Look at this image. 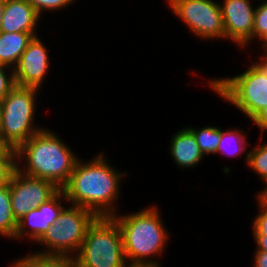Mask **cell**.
<instances>
[{"instance_id": "d6a6232c", "label": "cell", "mask_w": 267, "mask_h": 267, "mask_svg": "<svg viewBox=\"0 0 267 267\" xmlns=\"http://www.w3.org/2000/svg\"><path fill=\"white\" fill-rule=\"evenodd\" d=\"M125 267H161L153 264H127Z\"/></svg>"}, {"instance_id": "44dd1931", "label": "cell", "mask_w": 267, "mask_h": 267, "mask_svg": "<svg viewBox=\"0 0 267 267\" xmlns=\"http://www.w3.org/2000/svg\"><path fill=\"white\" fill-rule=\"evenodd\" d=\"M267 35V0H262L256 6L254 13V27L252 31V42L255 39L262 40Z\"/></svg>"}, {"instance_id": "7c38bea8", "label": "cell", "mask_w": 267, "mask_h": 267, "mask_svg": "<svg viewBox=\"0 0 267 267\" xmlns=\"http://www.w3.org/2000/svg\"><path fill=\"white\" fill-rule=\"evenodd\" d=\"M62 201V202H61ZM68 201L64 192L60 189L47 202L38 208H33L18 221L17 230L13 240L29 239L34 244L56 222L62 210L67 206L63 202ZM24 237V238H23Z\"/></svg>"}, {"instance_id": "5b68a950", "label": "cell", "mask_w": 267, "mask_h": 267, "mask_svg": "<svg viewBox=\"0 0 267 267\" xmlns=\"http://www.w3.org/2000/svg\"><path fill=\"white\" fill-rule=\"evenodd\" d=\"M74 259L77 267H125L128 263L117 222L111 216L96 217Z\"/></svg>"}, {"instance_id": "d6986e66", "label": "cell", "mask_w": 267, "mask_h": 267, "mask_svg": "<svg viewBox=\"0 0 267 267\" xmlns=\"http://www.w3.org/2000/svg\"><path fill=\"white\" fill-rule=\"evenodd\" d=\"M195 136L200 151L204 156L207 154H217L219 142L221 140V128L216 126H204L199 130L193 126H186Z\"/></svg>"}, {"instance_id": "f546056e", "label": "cell", "mask_w": 267, "mask_h": 267, "mask_svg": "<svg viewBox=\"0 0 267 267\" xmlns=\"http://www.w3.org/2000/svg\"><path fill=\"white\" fill-rule=\"evenodd\" d=\"M259 59L255 61V63L263 70V72L267 75V56L259 55Z\"/></svg>"}, {"instance_id": "8fae6325", "label": "cell", "mask_w": 267, "mask_h": 267, "mask_svg": "<svg viewBox=\"0 0 267 267\" xmlns=\"http://www.w3.org/2000/svg\"><path fill=\"white\" fill-rule=\"evenodd\" d=\"M34 36L13 68L16 85L42 89L50 69L48 48Z\"/></svg>"}, {"instance_id": "5bb4252c", "label": "cell", "mask_w": 267, "mask_h": 267, "mask_svg": "<svg viewBox=\"0 0 267 267\" xmlns=\"http://www.w3.org/2000/svg\"><path fill=\"white\" fill-rule=\"evenodd\" d=\"M169 144L170 156L181 169H193V167L201 164L205 158L194 134L187 127L176 132Z\"/></svg>"}, {"instance_id": "4dcf8cb0", "label": "cell", "mask_w": 267, "mask_h": 267, "mask_svg": "<svg viewBox=\"0 0 267 267\" xmlns=\"http://www.w3.org/2000/svg\"><path fill=\"white\" fill-rule=\"evenodd\" d=\"M9 150V148L3 143V140L0 138V158Z\"/></svg>"}, {"instance_id": "30bf717a", "label": "cell", "mask_w": 267, "mask_h": 267, "mask_svg": "<svg viewBox=\"0 0 267 267\" xmlns=\"http://www.w3.org/2000/svg\"><path fill=\"white\" fill-rule=\"evenodd\" d=\"M251 0H223L219 2L225 40L233 42L236 47H248L252 43L254 13L256 6Z\"/></svg>"}, {"instance_id": "603a6c76", "label": "cell", "mask_w": 267, "mask_h": 267, "mask_svg": "<svg viewBox=\"0 0 267 267\" xmlns=\"http://www.w3.org/2000/svg\"><path fill=\"white\" fill-rule=\"evenodd\" d=\"M32 7L38 12L42 17L43 12H53L64 10L63 8H69L77 0H27Z\"/></svg>"}, {"instance_id": "277c9868", "label": "cell", "mask_w": 267, "mask_h": 267, "mask_svg": "<svg viewBox=\"0 0 267 267\" xmlns=\"http://www.w3.org/2000/svg\"><path fill=\"white\" fill-rule=\"evenodd\" d=\"M233 77L211 78L208 87L221 99L253 120L267 105V75L255 63Z\"/></svg>"}, {"instance_id": "8992f818", "label": "cell", "mask_w": 267, "mask_h": 267, "mask_svg": "<svg viewBox=\"0 0 267 267\" xmlns=\"http://www.w3.org/2000/svg\"><path fill=\"white\" fill-rule=\"evenodd\" d=\"M39 89L16 85L2 99L0 138L11 150H17L45 127L35 123Z\"/></svg>"}, {"instance_id": "7a4b0ae2", "label": "cell", "mask_w": 267, "mask_h": 267, "mask_svg": "<svg viewBox=\"0 0 267 267\" xmlns=\"http://www.w3.org/2000/svg\"><path fill=\"white\" fill-rule=\"evenodd\" d=\"M78 159L71 147L47 127L16 150L18 171L30 177L49 180L59 189L68 182Z\"/></svg>"}, {"instance_id": "e575fe53", "label": "cell", "mask_w": 267, "mask_h": 267, "mask_svg": "<svg viewBox=\"0 0 267 267\" xmlns=\"http://www.w3.org/2000/svg\"><path fill=\"white\" fill-rule=\"evenodd\" d=\"M1 119H2V99H0V125H1Z\"/></svg>"}, {"instance_id": "2e32d148", "label": "cell", "mask_w": 267, "mask_h": 267, "mask_svg": "<svg viewBox=\"0 0 267 267\" xmlns=\"http://www.w3.org/2000/svg\"><path fill=\"white\" fill-rule=\"evenodd\" d=\"M244 131L239 128H234L225 130L221 129V140L219 142L217 154H220L223 156L227 157H242L243 153L246 154L245 156V162L246 165L248 163V152L249 149L247 148V145L249 141L245 135ZM248 149V150H247Z\"/></svg>"}, {"instance_id": "6da1fadb", "label": "cell", "mask_w": 267, "mask_h": 267, "mask_svg": "<svg viewBox=\"0 0 267 267\" xmlns=\"http://www.w3.org/2000/svg\"><path fill=\"white\" fill-rule=\"evenodd\" d=\"M103 153L87 162L79 158L68 182L61 188L68 203L89 209L97 217L118 213L119 186L127 175L116 170Z\"/></svg>"}, {"instance_id": "9a60e30c", "label": "cell", "mask_w": 267, "mask_h": 267, "mask_svg": "<svg viewBox=\"0 0 267 267\" xmlns=\"http://www.w3.org/2000/svg\"><path fill=\"white\" fill-rule=\"evenodd\" d=\"M36 32H1L0 64L14 68Z\"/></svg>"}, {"instance_id": "52a82bcc", "label": "cell", "mask_w": 267, "mask_h": 267, "mask_svg": "<svg viewBox=\"0 0 267 267\" xmlns=\"http://www.w3.org/2000/svg\"><path fill=\"white\" fill-rule=\"evenodd\" d=\"M69 205L62 210L56 222L36 242L44 249L34 253L70 257L78 253L89 225L97 216L89 209Z\"/></svg>"}, {"instance_id": "9c48e42d", "label": "cell", "mask_w": 267, "mask_h": 267, "mask_svg": "<svg viewBox=\"0 0 267 267\" xmlns=\"http://www.w3.org/2000/svg\"><path fill=\"white\" fill-rule=\"evenodd\" d=\"M9 185L11 206L17 222L60 190L49 180L24 175L17 169L12 174Z\"/></svg>"}, {"instance_id": "3957f363", "label": "cell", "mask_w": 267, "mask_h": 267, "mask_svg": "<svg viewBox=\"0 0 267 267\" xmlns=\"http://www.w3.org/2000/svg\"><path fill=\"white\" fill-rule=\"evenodd\" d=\"M159 212L158 207L151 205L138 212L111 216L120 228L128 264L161 266L157 256L160 258L165 251L170 234Z\"/></svg>"}, {"instance_id": "836d02e7", "label": "cell", "mask_w": 267, "mask_h": 267, "mask_svg": "<svg viewBox=\"0 0 267 267\" xmlns=\"http://www.w3.org/2000/svg\"><path fill=\"white\" fill-rule=\"evenodd\" d=\"M4 7H5V0H0V27L2 22V16L4 14Z\"/></svg>"}, {"instance_id": "e0dca14e", "label": "cell", "mask_w": 267, "mask_h": 267, "mask_svg": "<svg viewBox=\"0 0 267 267\" xmlns=\"http://www.w3.org/2000/svg\"><path fill=\"white\" fill-rule=\"evenodd\" d=\"M12 267H77L74 257L52 256L29 253L24 257L17 258Z\"/></svg>"}, {"instance_id": "1f68e13d", "label": "cell", "mask_w": 267, "mask_h": 267, "mask_svg": "<svg viewBox=\"0 0 267 267\" xmlns=\"http://www.w3.org/2000/svg\"><path fill=\"white\" fill-rule=\"evenodd\" d=\"M259 42H260V45L262 44L261 45L262 46V51L264 52L263 55L267 56V35Z\"/></svg>"}, {"instance_id": "ffe728a7", "label": "cell", "mask_w": 267, "mask_h": 267, "mask_svg": "<svg viewBox=\"0 0 267 267\" xmlns=\"http://www.w3.org/2000/svg\"><path fill=\"white\" fill-rule=\"evenodd\" d=\"M249 168L261 179L267 182V143L256 145L248 152Z\"/></svg>"}, {"instance_id": "f1b7e54d", "label": "cell", "mask_w": 267, "mask_h": 267, "mask_svg": "<svg viewBox=\"0 0 267 267\" xmlns=\"http://www.w3.org/2000/svg\"><path fill=\"white\" fill-rule=\"evenodd\" d=\"M256 250L267 252V235H253Z\"/></svg>"}, {"instance_id": "d4e9b609", "label": "cell", "mask_w": 267, "mask_h": 267, "mask_svg": "<svg viewBox=\"0 0 267 267\" xmlns=\"http://www.w3.org/2000/svg\"><path fill=\"white\" fill-rule=\"evenodd\" d=\"M253 235H267V210L259 209L252 221Z\"/></svg>"}, {"instance_id": "cb8c5ba5", "label": "cell", "mask_w": 267, "mask_h": 267, "mask_svg": "<svg viewBox=\"0 0 267 267\" xmlns=\"http://www.w3.org/2000/svg\"><path fill=\"white\" fill-rule=\"evenodd\" d=\"M15 86L13 68L0 64V99H3Z\"/></svg>"}, {"instance_id": "ba28073f", "label": "cell", "mask_w": 267, "mask_h": 267, "mask_svg": "<svg viewBox=\"0 0 267 267\" xmlns=\"http://www.w3.org/2000/svg\"><path fill=\"white\" fill-rule=\"evenodd\" d=\"M170 10L189 29L205 41L225 40L221 9L214 0H166Z\"/></svg>"}, {"instance_id": "83f0119b", "label": "cell", "mask_w": 267, "mask_h": 267, "mask_svg": "<svg viewBox=\"0 0 267 267\" xmlns=\"http://www.w3.org/2000/svg\"><path fill=\"white\" fill-rule=\"evenodd\" d=\"M264 188L257 193V203L259 205V209L267 210V182L262 183ZM265 184V185H264Z\"/></svg>"}, {"instance_id": "4fadbf2b", "label": "cell", "mask_w": 267, "mask_h": 267, "mask_svg": "<svg viewBox=\"0 0 267 267\" xmlns=\"http://www.w3.org/2000/svg\"><path fill=\"white\" fill-rule=\"evenodd\" d=\"M40 15L27 0H5L1 32H37Z\"/></svg>"}, {"instance_id": "484cf974", "label": "cell", "mask_w": 267, "mask_h": 267, "mask_svg": "<svg viewBox=\"0 0 267 267\" xmlns=\"http://www.w3.org/2000/svg\"><path fill=\"white\" fill-rule=\"evenodd\" d=\"M252 124L257 126L262 133L259 137L262 141L263 133L267 132V105L259 112V114L252 120Z\"/></svg>"}, {"instance_id": "4316f807", "label": "cell", "mask_w": 267, "mask_h": 267, "mask_svg": "<svg viewBox=\"0 0 267 267\" xmlns=\"http://www.w3.org/2000/svg\"><path fill=\"white\" fill-rule=\"evenodd\" d=\"M253 267H267V252L261 250L254 251Z\"/></svg>"}, {"instance_id": "7402d4cb", "label": "cell", "mask_w": 267, "mask_h": 267, "mask_svg": "<svg viewBox=\"0 0 267 267\" xmlns=\"http://www.w3.org/2000/svg\"><path fill=\"white\" fill-rule=\"evenodd\" d=\"M16 151L9 149L0 158V187L8 185L12 174L17 169Z\"/></svg>"}, {"instance_id": "ac0fdd59", "label": "cell", "mask_w": 267, "mask_h": 267, "mask_svg": "<svg viewBox=\"0 0 267 267\" xmlns=\"http://www.w3.org/2000/svg\"><path fill=\"white\" fill-rule=\"evenodd\" d=\"M17 226L11 206L10 185H4L0 187V236L13 241Z\"/></svg>"}]
</instances>
